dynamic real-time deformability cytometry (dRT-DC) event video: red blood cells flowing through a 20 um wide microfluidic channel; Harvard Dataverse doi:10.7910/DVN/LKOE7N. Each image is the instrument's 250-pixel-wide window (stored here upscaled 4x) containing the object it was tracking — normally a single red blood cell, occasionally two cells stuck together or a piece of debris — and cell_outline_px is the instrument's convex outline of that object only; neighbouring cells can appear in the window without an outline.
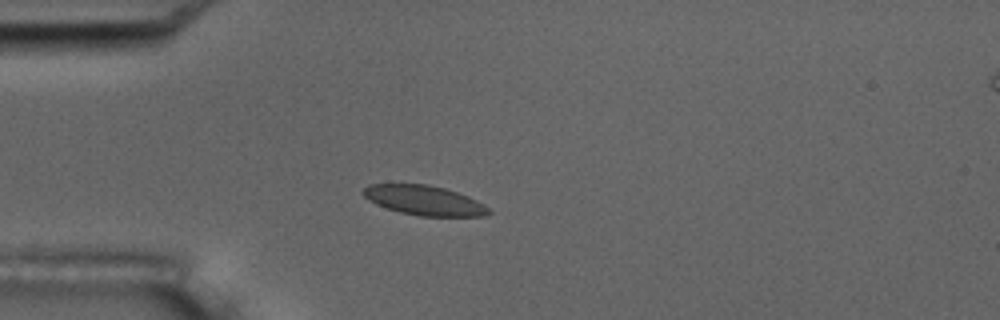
{"species": "common noctule bat (a hibernating species)", "species_latin": "Nyctalus noctula", "temperature_condition": "room temperature", "stored_images_in_passage": 4, "camera_frame_rate_fps": 3000, "um_per_image_px": 0.085, "animal": {"sex": "male", "body_mass_g": 17.5, "forearm_length_mm": 52.3}, "frame": {"image": 1, "passage_image": 3, "time_ms": 2.333, "image_size_px": [1000, 320], "cell_outline_px": [[492, 212], [484, 216], [420, 216], [400, 212], [376, 204], [368, 200], [360, 192], [368, 184], [428, 184], [444, 188], [468, 196], [484, 204]], "centroid_in_image_um": [36.04, 17.03], "position_along_channel_um": 49.0, "area_um2": 21.68}}